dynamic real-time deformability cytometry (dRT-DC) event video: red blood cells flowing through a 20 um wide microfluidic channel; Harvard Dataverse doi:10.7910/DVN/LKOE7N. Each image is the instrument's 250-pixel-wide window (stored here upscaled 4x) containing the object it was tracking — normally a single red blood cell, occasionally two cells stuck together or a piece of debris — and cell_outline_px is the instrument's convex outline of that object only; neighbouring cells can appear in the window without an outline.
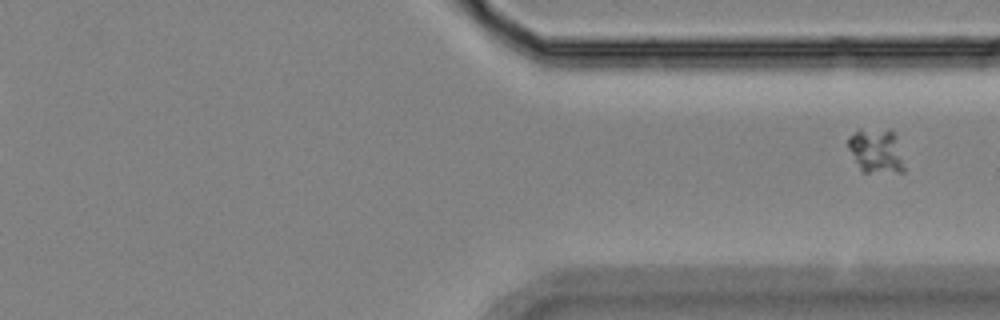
{"species": "Egyptian fruit bat (a non-hibernating species)", "species_latin": "Rousettus aegyptiacus", "temperature_condition": "room temperature", "stored_images_in_passage": 14, "segment_of_instrument_passage": [2, 2], "camera_frame_rate_fps": 3000, "um_per_image_px": 0.085, "animal": {"sex": "female"}, "frame": {"image": 1, "passage_image": 14, "time_ms": 17.0, "image_size_px": [1000, 320], "cell_outline_px": [[904, 172], [860, 172], [848, 148], [848, 136], [860, 128], [892, 132], [896, 136], [904, 168]], "centroid_in_image_um": [74.42, 12.85], "position_along_channel_um": 337.0, "area_um2": 14.39}}